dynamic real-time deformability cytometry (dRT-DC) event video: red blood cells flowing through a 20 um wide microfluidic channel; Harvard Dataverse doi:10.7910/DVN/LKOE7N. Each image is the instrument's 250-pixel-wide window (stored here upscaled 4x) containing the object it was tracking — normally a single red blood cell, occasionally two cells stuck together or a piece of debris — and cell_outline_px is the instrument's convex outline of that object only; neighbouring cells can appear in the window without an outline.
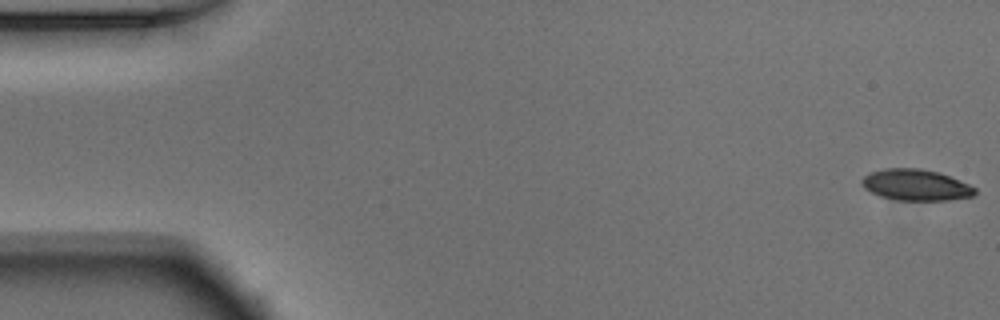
{"species": "Egyptian fruit bat (a non-hibernating species)", "species_latin": "Rousettus aegyptiacus", "temperature_condition": "warm", "stored_images_in_passage": 52, "camera_frame_rate_fps": 3000, "um_per_image_px": 0.085, "animal": {"sex": "male"}, "frame": {"image": 1, "passage_image": 1, "time_ms": 0.0, "image_size_px": [1000, 320], "cell_outline_px": [[976, 192], [972, 196], [948, 200], [900, 200], [880, 196], [864, 188], [860, 184], [860, 180], [864, 176], [872, 172], [888, 168], [920, 168], [936, 172], [948, 176], [968, 184], [976, 188]], "centroid_in_image_um": [77.82, 15.72], "position_along_channel_um": 7.2, "area_um2": 20.29}}
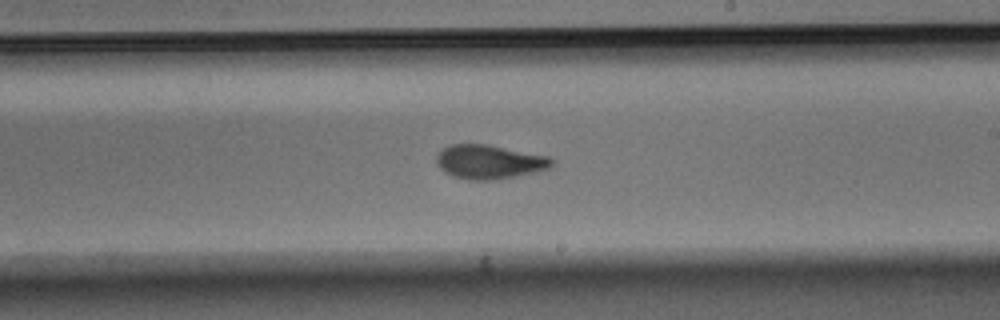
{"frame": {"image": 2, "passage_image": 30, "time_ms": 9.667, "image_size_px": [1000, 320], "cell_outline_px": [[552, 164], [548, 168], [536, 172], [516, 176], [492, 180], [468, 180], [452, 176], [444, 172], [436, 164], [436, 156], [444, 148], [452, 144], [488, 144], [548, 156], [552, 160]], "centroid_in_image_um": [41.56, 13.76], "position_along_channel_um": 247.4, "area_um2": 22.83}}
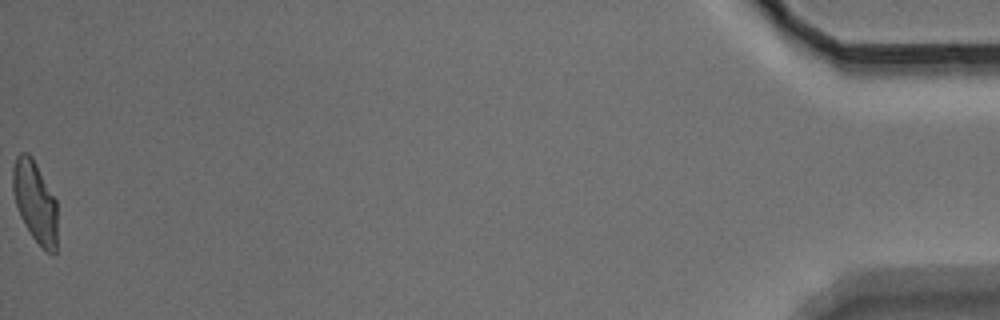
{"frame": {"image": 3, "passage_image": 52, "time_ms": 17.0, "image_size_px": [1000, 320], "cell_outline_px": [[56, 252], [52, 256], [32, 236], [24, 224], [20, 216], [16, 204], [12, 188], [12, 168], [16, 156], [20, 152], [28, 152], [32, 156], [56, 200]], "centroid_in_image_um": [2.96, 17.11], "position_along_channel_um": 432.2, "area_um2": 21.04}, "authors_computed_cell_mechanics": {"area_um2": 21.964, "velocity_mm_per_s": 3.9048, "shape_relaxation_time_tau1_ms": null, "shape_relaxation_time_tau2_ms": 1.7101, "deformation_change_tau1": null, "deformation_change_tau2": 0.0754}}